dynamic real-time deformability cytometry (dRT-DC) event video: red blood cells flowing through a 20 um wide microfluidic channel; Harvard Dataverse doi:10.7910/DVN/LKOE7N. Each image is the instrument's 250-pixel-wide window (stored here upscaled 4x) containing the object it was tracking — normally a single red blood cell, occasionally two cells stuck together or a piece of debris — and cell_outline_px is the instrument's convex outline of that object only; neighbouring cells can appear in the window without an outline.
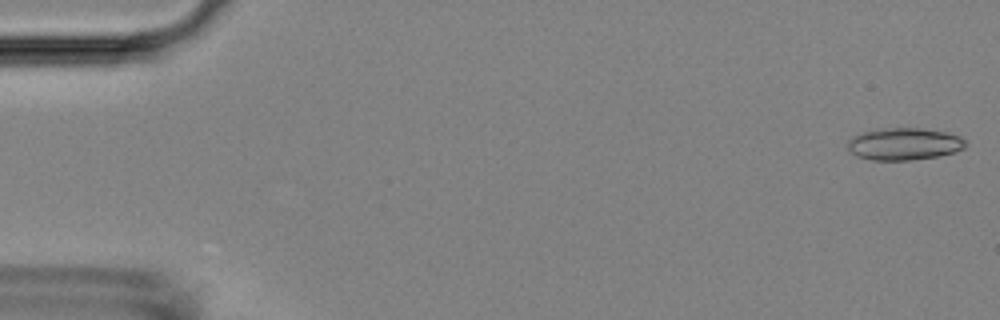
{"species": "Egyptian fruit bat (a non-hibernating species)", "species_latin": "Rousettus aegyptiacus", "temperature_condition": "room temperature", "stored_images_in_passage": 11, "camera_frame_rate_fps": 3000, "um_per_image_px": 0.085, "animal": {"sex": "female"}, "frame": {"image": 1, "passage_image": 1, "time_ms": 0.0, "image_size_px": [1000, 320], "cell_outline_px": [[964, 148], [956, 152], [940, 156], [912, 160], [872, 160], [856, 156], [848, 148], [848, 140], [852, 136], [860, 132], [884, 128], [920, 128], [944, 132], [960, 136], [964, 140]], "centroid_in_image_um": [76.83, 12.24], "position_along_channel_um": 8.2, "area_um2": 22.14}}